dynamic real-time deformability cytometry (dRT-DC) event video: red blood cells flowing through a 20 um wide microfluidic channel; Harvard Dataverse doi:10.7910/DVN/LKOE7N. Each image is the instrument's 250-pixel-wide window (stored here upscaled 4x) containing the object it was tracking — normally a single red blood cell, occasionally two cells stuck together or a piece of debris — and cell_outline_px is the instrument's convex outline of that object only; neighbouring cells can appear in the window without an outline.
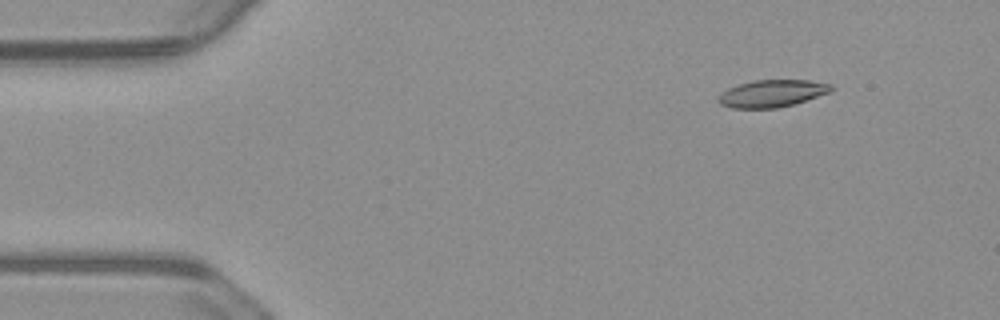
{"species": "common noctule bat (a hibernating species)", "species_latin": "Nyctalus noctula", "temperature_condition": "warm", "stored_images_in_passage": 3, "camera_frame_rate_fps": 3000, "um_per_image_px": 0.085, "animal": {"sex": "male", "body_mass_g": 23.1, "forearm_length_mm": 52.7}, "frame": {"image": 1, "passage_image": 1, "time_ms": 0.0, "image_size_px": [1000, 320], "cell_outline_px": [[832, 92], [792, 104], [776, 108], [732, 108], [720, 104], [716, 100], [728, 88], [752, 80], [808, 80], [832, 84]], "centroid_in_image_um": [65.63, 7.94], "position_along_channel_um": 19.4, "area_um2": 17.74}}